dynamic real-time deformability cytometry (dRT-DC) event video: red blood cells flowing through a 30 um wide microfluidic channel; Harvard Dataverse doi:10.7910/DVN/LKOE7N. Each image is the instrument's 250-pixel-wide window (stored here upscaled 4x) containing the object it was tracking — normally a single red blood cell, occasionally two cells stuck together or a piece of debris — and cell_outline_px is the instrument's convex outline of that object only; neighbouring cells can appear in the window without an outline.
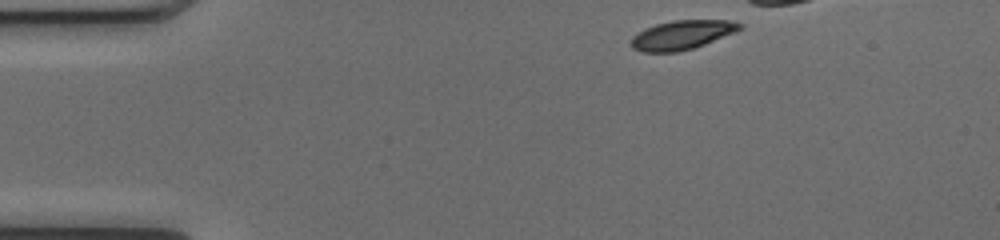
{"species": "common noctule bat (a hibernating species)", "species_latin": "Nyctalus noctula", "temperature_condition": "cold", "stored_images_in_passage": 34, "camera_frame_rate_fps": 3000, "um_per_image_px": 0.085, "animal": {"sex": "female", "body_mass_g": 17.0, "forearm_length_mm": 48.0}, "frame": {"image": 1, "passage_image": 1, "time_ms": 0.0, "image_size_px": [1000, 240], "cell_outline_px": [[744, 28], [736, 32], [704, 44], [692, 48], [676, 52], [640, 52], [632, 48], [632, 36], [644, 28], [656, 24], [672, 20], [728, 20], [744, 24]], "centroid_in_image_um": [57.98, 2.96], "position_along_channel_um": 27.0, "area_um2": 18.5}}
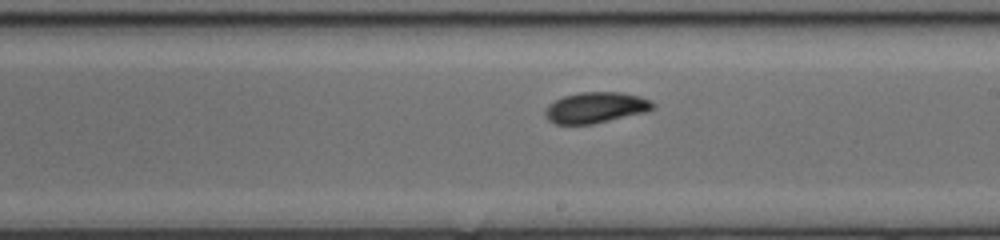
{"frame": {"image": 2, "passage_image": 22, "time_ms": 7.0, "image_size_px": [1000, 240], "cell_outline_px": [[656, 108], [644, 112], [592, 124], [556, 124], [548, 120], [544, 116], [544, 112], [548, 104], [564, 96], [580, 92], [620, 92], [640, 96], [652, 100], [656, 104]], "centroid_in_image_um": [50.64, 9.14], "position_along_channel_um": 238.4, "area_um2": 19.42}}
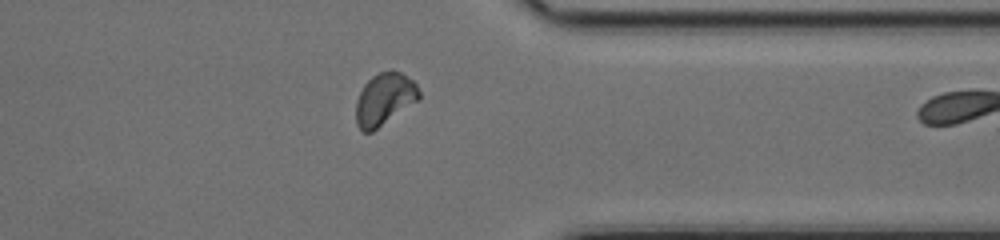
{"frame": {"image": 3, "passage_image": 33, "time_ms": 10.667, "image_size_px": [1000, 240], "cell_outline_px": [[420, 100], [372, 132], [364, 132], [356, 124], [356, 100], [364, 84], [372, 76], [380, 72], [392, 68], [400, 72], [412, 80], [416, 84], [420, 92]], "centroid_in_image_um": [32.69, 8.42], "position_along_channel_um": 378.7, "area_um2": 19.42}}